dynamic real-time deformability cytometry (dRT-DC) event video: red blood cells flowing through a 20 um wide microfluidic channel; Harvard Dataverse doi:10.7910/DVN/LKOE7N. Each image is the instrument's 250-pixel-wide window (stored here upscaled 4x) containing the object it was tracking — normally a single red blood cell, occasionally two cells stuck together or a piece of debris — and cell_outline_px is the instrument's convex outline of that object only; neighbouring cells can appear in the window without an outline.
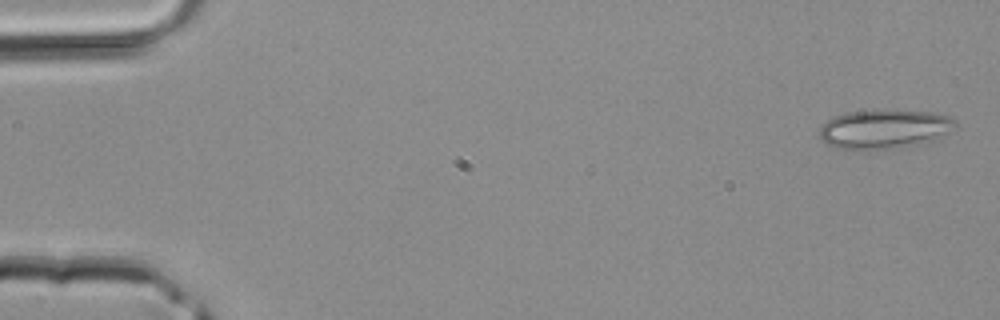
{"species": "common noctule bat (a hibernating species)", "species_latin": "Nyctalus noctula", "temperature_condition": "room temperature", "stored_images_in_passage": 41, "camera_frame_rate_fps": 3000, "um_per_image_px": 0.085, "animal": {"sex": "male", "body_mass_g": 20.4}, "frame": {"image": 1, "passage_image": 1, "time_ms": 0.0, "image_size_px": [1000, 320], "cell_outline_px": [[956, 128], [932, 140], [884, 152], [864, 152], [836, 148], [828, 144], [820, 136], [820, 124], [832, 116], [848, 112], [884, 108], [936, 112], [948, 116], [956, 120]], "centroid_in_image_um": [75.14, 10.98], "position_along_channel_um": 9.9, "area_um2": 32.48}}
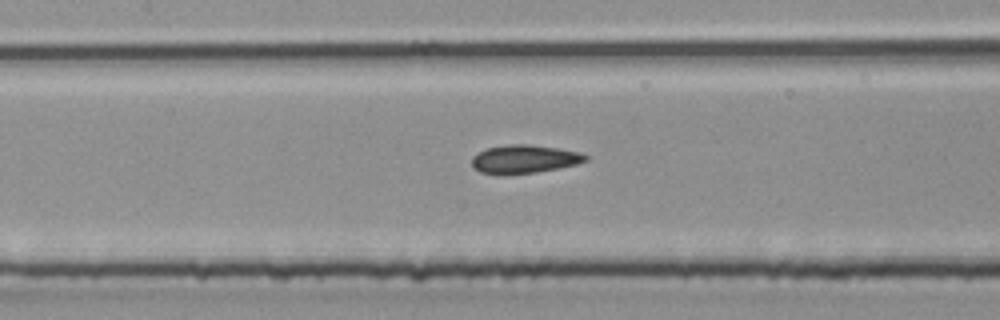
{"frame": {"image": 2, "passage_image": 19, "time_ms": 6.0, "image_size_px": [1000, 320], "cell_outline_px": [[588, 160], [576, 164], [560, 168], [536, 172], [504, 176], [480, 172], [472, 168], [472, 156], [488, 148], [512, 144], [528, 144], [556, 148], [580, 152], [588, 156]], "centroid_in_image_um": [44.55, 13.55], "position_along_channel_um": 162.9, "area_um2": 18.96}}
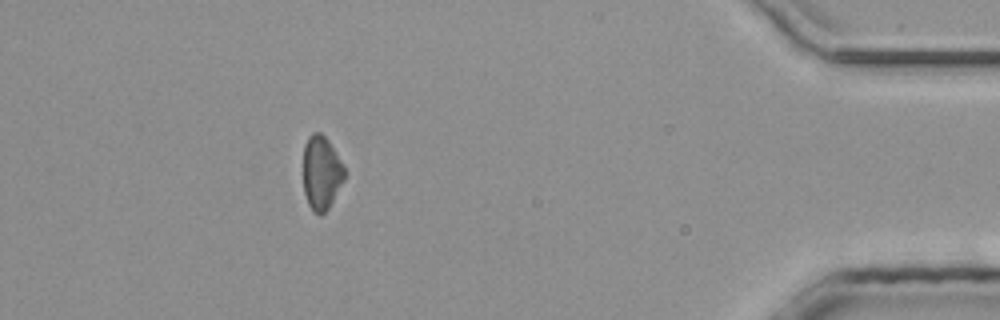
{"frame": {"image": 3, "passage_image": 37, "time_ms": 12.0, "image_size_px": [1000, 320], "cell_outline_px": [[348, 172], [344, 180], [328, 208], [320, 216], [312, 212], [308, 204], [304, 192], [304, 144], [308, 136], [312, 132], [320, 132], [328, 140]], "centroid_in_image_um": [27.33, 14.69], "position_along_channel_um": 407.9, "area_um2": 17.92}}